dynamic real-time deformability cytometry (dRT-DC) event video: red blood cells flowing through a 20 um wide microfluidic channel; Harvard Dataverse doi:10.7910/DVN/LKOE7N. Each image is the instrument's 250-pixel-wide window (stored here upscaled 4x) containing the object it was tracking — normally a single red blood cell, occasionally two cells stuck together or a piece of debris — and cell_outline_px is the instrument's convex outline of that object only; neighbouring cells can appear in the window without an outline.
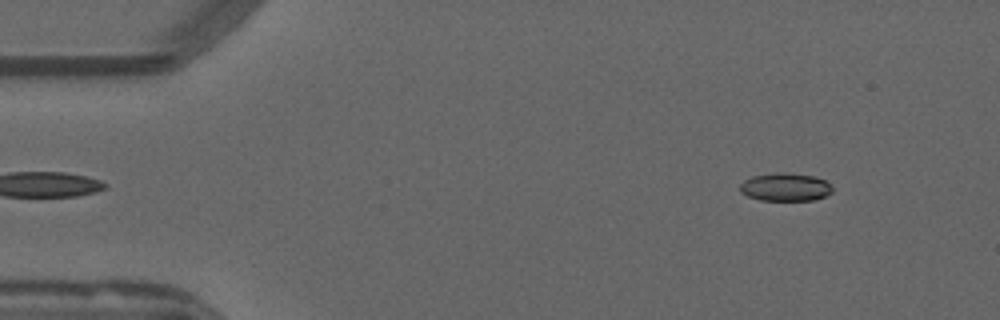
{"species": "common noctule bat (a hibernating species)", "species_latin": "Nyctalus noctula", "temperature_condition": "warm", "stored_images_in_passage": 52, "camera_frame_rate_fps": 3000, "um_per_image_px": 0.085, "animal": {"sex": "male", "forearm_length_mm": 52.5}, "frame": {"image": 1, "passage_image": 4, "time_ms": 1.0, "image_size_px": [1000, 320], "cell_outline_px": [[832, 192], [824, 196], [812, 200], [760, 200], [748, 196], [740, 192], [740, 184], [744, 180], [752, 176], [776, 172], [784, 172], [816, 176], [824, 180], [832, 188]], "centroid_in_image_um": [66.72, 15.89], "position_along_channel_um": 18.3, "area_um2": 15.09}}
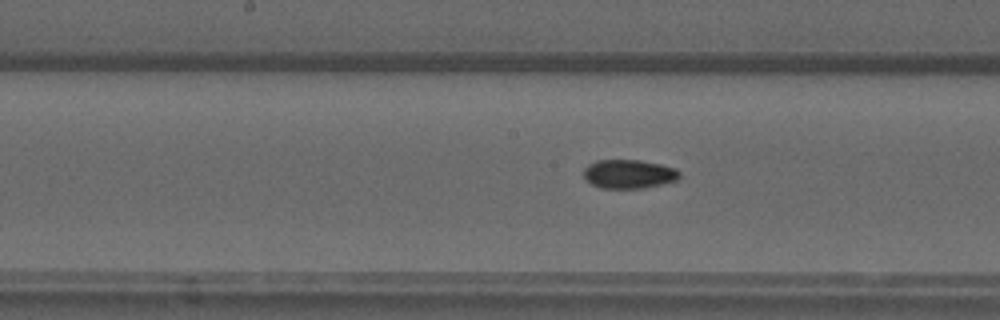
{"frame": {"image": 2, "passage_image": 25, "time_ms": 8.0, "image_size_px": [1000, 320], "cell_outline_px": [[680, 176], [676, 180], [644, 188], [600, 188], [584, 180], [584, 168], [588, 164], [596, 160], [640, 160], [660, 164], [676, 168], [680, 172]], "centroid_in_image_um": [53.42, 14.78], "position_along_channel_um": 194.8, "area_um2": 16.18}}
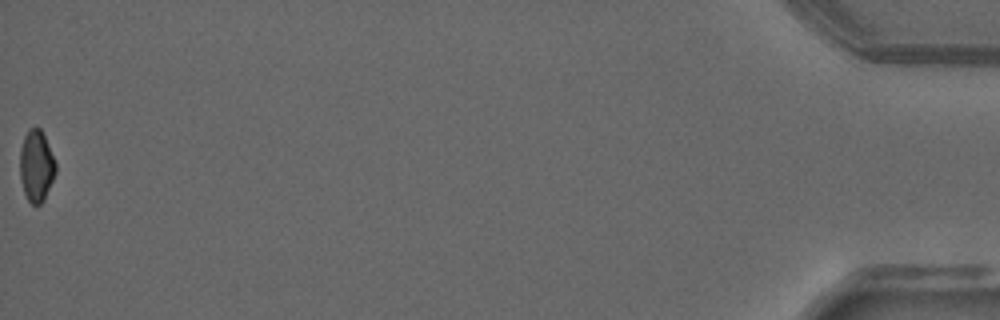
{"frame": {"image": 3, "passage_image": 52, "time_ms": 17.0, "image_size_px": [1000, 320], "cell_outline_px": [[56, 172], [44, 200], [40, 204], [32, 204], [28, 200], [24, 192], [20, 176], [20, 148], [24, 136], [28, 128], [40, 128], [44, 136], [56, 164]], "centroid_in_image_um": [3.08, 14.1], "position_along_channel_um": 432.1, "area_um2": 14.74}, "authors_computed_cell_mechanics": {"area_um2": 15.7794, "velocity_mm_per_s": 3.8175, "shape_relaxation_time_tau1_ms": null, "shape_relaxation_time_tau2_ms": 2.6135, "deformation_change_tau1": null, "deformation_change_tau2": 0.0577}}